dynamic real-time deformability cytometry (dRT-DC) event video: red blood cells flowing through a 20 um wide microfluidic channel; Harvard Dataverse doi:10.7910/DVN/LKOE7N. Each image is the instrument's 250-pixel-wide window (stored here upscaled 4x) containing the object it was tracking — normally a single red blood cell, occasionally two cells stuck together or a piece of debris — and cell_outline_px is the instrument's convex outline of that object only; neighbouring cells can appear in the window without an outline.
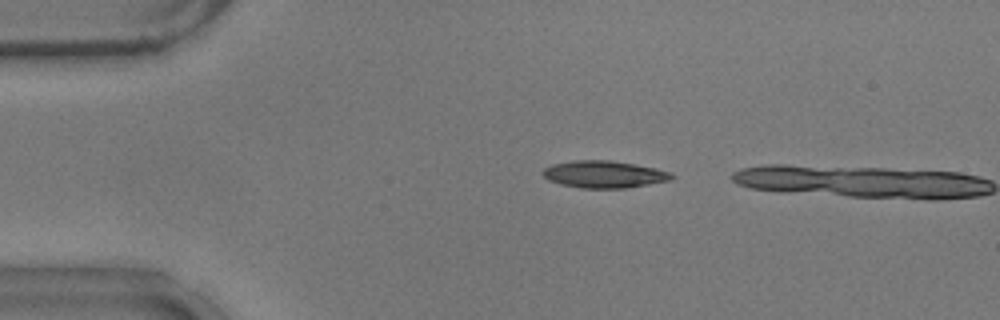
{"species": "common noctule bat (a hibernating species)", "species_latin": "Nyctalus noctula", "temperature_condition": "warm", "stored_images_in_passage": 8, "camera_frame_rate_fps": 3000, "um_per_image_px": 0.085, "animal": {"sex": "male", "body_mass_g": 17.9}, "frame": {"image": 1, "passage_image": 7, "time_ms": 2.0, "image_size_px": [1000, 320], "cell_outline_px": [[676, 176], [668, 180], [648, 184], [624, 188], [580, 188], [560, 184], [548, 180], [540, 172], [544, 168], [552, 164], [572, 160], [608, 160], [656, 168], [672, 172]], "centroid_in_image_um": [51.31, 14.81], "position_along_channel_um": 33.7, "area_um2": 20.35}}